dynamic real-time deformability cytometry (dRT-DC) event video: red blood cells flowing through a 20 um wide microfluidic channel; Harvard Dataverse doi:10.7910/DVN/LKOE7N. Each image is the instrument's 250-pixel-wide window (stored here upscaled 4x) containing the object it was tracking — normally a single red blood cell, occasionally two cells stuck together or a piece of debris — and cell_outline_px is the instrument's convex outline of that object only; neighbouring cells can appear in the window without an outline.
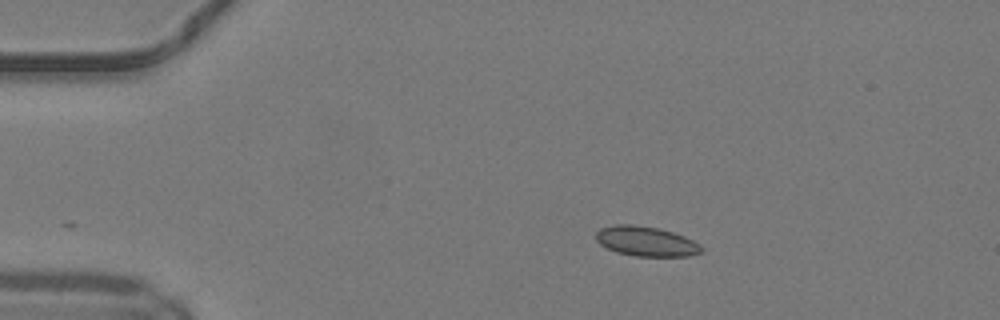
{"species": "common noctule bat (a hibernating species)", "species_latin": "Nyctalus noctula", "temperature_condition": "warm", "stored_images_in_passage": 41, "camera_frame_rate_fps": 3000, "um_per_image_px": 0.085, "animal": {"sex": "male", "body_mass_g": 19.2, "forearm_length_mm": 51.8}, "frame": {"image": 1, "passage_image": 1, "time_ms": 0.0, "image_size_px": [1000, 320], "cell_outline_px": [[704, 252], [688, 256], [636, 256], [616, 252], [600, 244], [596, 240], [596, 232], [600, 228], [616, 224], [632, 224], [660, 228], [684, 236], [700, 244], [704, 248]], "centroid_in_image_um": [54.93, 20.51], "position_along_channel_um": 30.1, "area_um2": 18.44}}
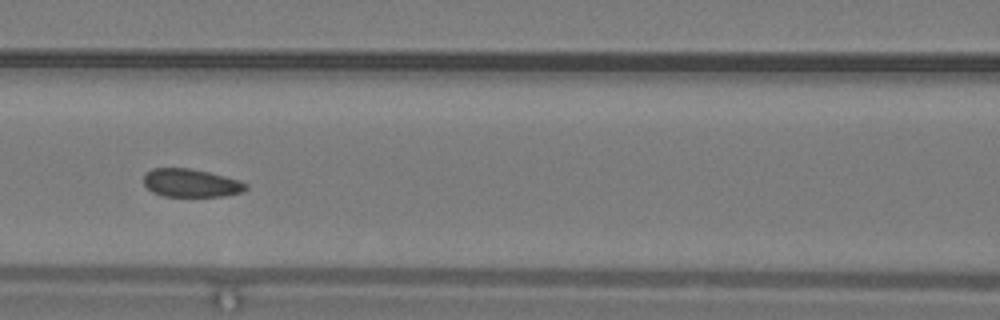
{"frame": {"image": 2, "passage_image": 14, "time_ms": 4.333, "image_size_px": [1000, 320], "cell_outline_px": [[248, 188], [240, 192], [224, 196], [164, 196], [152, 192], [144, 184], [144, 172], [152, 168], [188, 168], [208, 172], [224, 176], [248, 184]], "centroid_in_image_um": [16.19, 15.55], "position_along_channel_um": 150.4, "area_um2": 16.65}}
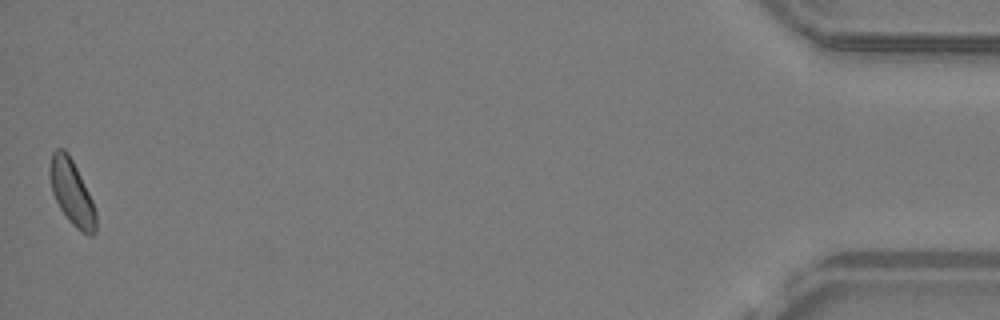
{"frame": {"image": 3, "passage_image": 41, "time_ms": 13.333, "image_size_px": [1000, 320], "cell_outline_px": [[96, 232], [92, 236], [88, 236], [76, 228], [68, 220], [60, 208], [52, 192], [48, 176], [48, 168], [52, 152], [56, 148], [64, 148], [68, 152], [92, 200], [96, 212]], "centroid_in_image_um": [6.07, 16.35], "position_along_channel_um": 429.1, "area_um2": 17.57}, "authors_computed_cell_mechanics": {"area_um2": 17.4556, "velocity_mm_per_s": 4.1475, "shape_relaxation_time_tau1_ms": 9.5156, "shape_relaxation_time_tau2_ms": 1.6418, "deformation_change_tau1": 0.0986, "deformation_change_tau2": 0.065}}